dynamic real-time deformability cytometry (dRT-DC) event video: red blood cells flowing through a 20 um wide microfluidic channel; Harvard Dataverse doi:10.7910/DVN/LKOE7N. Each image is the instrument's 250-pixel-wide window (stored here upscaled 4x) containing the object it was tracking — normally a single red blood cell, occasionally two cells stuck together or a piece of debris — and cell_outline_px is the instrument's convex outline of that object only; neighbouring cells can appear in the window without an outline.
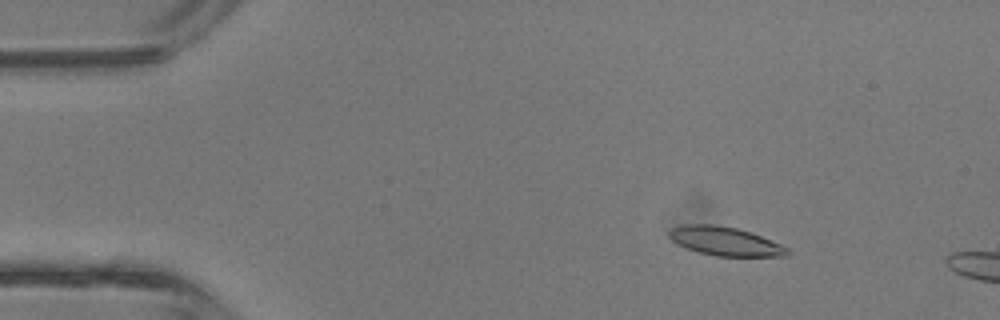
{"species": "common noctule bat (a hibernating species)", "species_latin": "Nyctalus noctula", "temperature_condition": "room temperature", "stored_images_in_passage": 9, "camera_frame_rate_fps": 3000, "um_per_image_px": 0.085, "animal": {"sex": "male", "body_mass_g": 13.3}, "frame": {"image": 1, "passage_image": 6, "time_ms": 1.667, "image_size_px": [1000, 320], "cell_outline_px": [[792, 252], [788, 256], [716, 256], [700, 252], [676, 244], [668, 236], [668, 232], [672, 228], [684, 224], [712, 224], [736, 228], [760, 236], [780, 244], [788, 248]], "centroid_in_image_um": [61.62, 20.51], "position_along_channel_um": 23.4, "area_um2": 19.65}}